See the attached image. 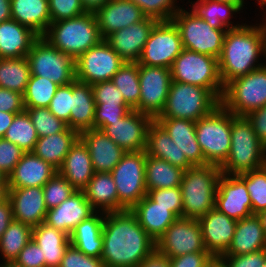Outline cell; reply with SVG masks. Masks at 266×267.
Instances as JSON below:
<instances>
[{"instance_id": "1", "label": "cell", "mask_w": 266, "mask_h": 267, "mask_svg": "<svg viewBox=\"0 0 266 267\" xmlns=\"http://www.w3.org/2000/svg\"><path fill=\"white\" fill-rule=\"evenodd\" d=\"M102 238L105 267H137L156 248L131 209L105 213Z\"/></svg>"}, {"instance_id": "2", "label": "cell", "mask_w": 266, "mask_h": 267, "mask_svg": "<svg viewBox=\"0 0 266 267\" xmlns=\"http://www.w3.org/2000/svg\"><path fill=\"white\" fill-rule=\"evenodd\" d=\"M255 22L244 23L239 28L229 29L225 34L218 57L220 78L224 86L266 64L264 34L260 24Z\"/></svg>"}, {"instance_id": "3", "label": "cell", "mask_w": 266, "mask_h": 267, "mask_svg": "<svg viewBox=\"0 0 266 267\" xmlns=\"http://www.w3.org/2000/svg\"><path fill=\"white\" fill-rule=\"evenodd\" d=\"M266 165V146L257 138L245 116L231 113V146L229 156L220 166L221 173L240 175Z\"/></svg>"}, {"instance_id": "4", "label": "cell", "mask_w": 266, "mask_h": 267, "mask_svg": "<svg viewBox=\"0 0 266 267\" xmlns=\"http://www.w3.org/2000/svg\"><path fill=\"white\" fill-rule=\"evenodd\" d=\"M42 37L53 47L75 60L103 40L96 16L91 12H86L78 17L51 22Z\"/></svg>"}, {"instance_id": "5", "label": "cell", "mask_w": 266, "mask_h": 267, "mask_svg": "<svg viewBox=\"0 0 266 267\" xmlns=\"http://www.w3.org/2000/svg\"><path fill=\"white\" fill-rule=\"evenodd\" d=\"M221 174L220 166L212 164L193 166L183 172L180 184L182 218L199 219L215 208Z\"/></svg>"}, {"instance_id": "6", "label": "cell", "mask_w": 266, "mask_h": 267, "mask_svg": "<svg viewBox=\"0 0 266 267\" xmlns=\"http://www.w3.org/2000/svg\"><path fill=\"white\" fill-rule=\"evenodd\" d=\"M195 133L205 165L221 166L228 158L231 146V112L220 104L195 122Z\"/></svg>"}, {"instance_id": "7", "label": "cell", "mask_w": 266, "mask_h": 267, "mask_svg": "<svg viewBox=\"0 0 266 267\" xmlns=\"http://www.w3.org/2000/svg\"><path fill=\"white\" fill-rule=\"evenodd\" d=\"M220 100L207 88L172 81L165 107L157 118L198 121L210 114Z\"/></svg>"}, {"instance_id": "8", "label": "cell", "mask_w": 266, "mask_h": 267, "mask_svg": "<svg viewBox=\"0 0 266 267\" xmlns=\"http://www.w3.org/2000/svg\"><path fill=\"white\" fill-rule=\"evenodd\" d=\"M171 21L179 31L183 49L213 56L218 59L228 29L211 27L191 8L186 10V7H182L176 12Z\"/></svg>"}, {"instance_id": "9", "label": "cell", "mask_w": 266, "mask_h": 267, "mask_svg": "<svg viewBox=\"0 0 266 267\" xmlns=\"http://www.w3.org/2000/svg\"><path fill=\"white\" fill-rule=\"evenodd\" d=\"M170 70L172 81L207 88L221 100L224 85L220 78L217 58L183 49Z\"/></svg>"}, {"instance_id": "10", "label": "cell", "mask_w": 266, "mask_h": 267, "mask_svg": "<svg viewBox=\"0 0 266 267\" xmlns=\"http://www.w3.org/2000/svg\"><path fill=\"white\" fill-rule=\"evenodd\" d=\"M220 104L235 116H245L266 105V64L224 86Z\"/></svg>"}, {"instance_id": "11", "label": "cell", "mask_w": 266, "mask_h": 267, "mask_svg": "<svg viewBox=\"0 0 266 267\" xmlns=\"http://www.w3.org/2000/svg\"><path fill=\"white\" fill-rule=\"evenodd\" d=\"M31 75L48 78L59 86L76 80L75 59L53 47L40 36L26 56Z\"/></svg>"}, {"instance_id": "12", "label": "cell", "mask_w": 266, "mask_h": 267, "mask_svg": "<svg viewBox=\"0 0 266 267\" xmlns=\"http://www.w3.org/2000/svg\"><path fill=\"white\" fill-rule=\"evenodd\" d=\"M145 161V150L126 152L110 172L116 185L118 201L125 209H131L147 195Z\"/></svg>"}, {"instance_id": "13", "label": "cell", "mask_w": 266, "mask_h": 267, "mask_svg": "<svg viewBox=\"0 0 266 267\" xmlns=\"http://www.w3.org/2000/svg\"><path fill=\"white\" fill-rule=\"evenodd\" d=\"M182 50V40L176 25L171 20L158 21L152 28L137 63L171 68Z\"/></svg>"}, {"instance_id": "14", "label": "cell", "mask_w": 266, "mask_h": 267, "mask_svg": "<svg viewBox=\"0 0 266 267\" xmlns=\"http://www.w3.org/2000/svg\"><path fill=\"white\" fill-rule=\"evenodd\" d=\"M124 63L103 39L75 60L76 80L89 85L110 81Z\"/></svg>"}, {"instance_id": "15", "label": "cell", "mask_w": 266, "mask_h": 267, "mask_svg": "<svg viewBox=\"0 0 266 267\" xmlns=\"http://www.w3.org/2000/svg\"><path fill=\"white\" fill-rule=\"evenodd\" d=\"M171 82L170 68L139 64L140 99L134 110L155 120L165 107Z\"/></svg>"}, {"instance_id": "16", "label": "cell", "mask_w": 266, "mask_h": 267, "mask_svg": "<svg viewBox=\"0 0 266 267\" xmlns=\"http://www.w3.org/2000/svg\"><path fill=\"white\" fill-rule=\"evenodd\" d=\"M156 249L169 258L207 252L198 219L177 218L158 238Z\"/></svg>"}, {"instance_id": "17", "label": "cell", "mask_w": 266, "mask_h": 267, "mask_svg": "<svg viewBox=\"0 0 266 267\" xmlns=\"http://www.w3.org/2000/svg\"><path fill=\"white\" fill-rule=\"evenodd\" d=\"M153 118L132 109L121 119L99 130L113 140L125 152L146 150L147 132Z\"/></svg>"}, {"instance_id": "18", "label": "cell", "mask_w": 266, "mask_h": 267, "mask_svg": "<svg viewBox=\"0 0 266 267\" xmlns=\"http://www.w3.org/2000/svg\"><path fill=\"white\" fill-rule=\"evenodd\" d=\"M215 208L237 221L253 215L252 202L246 184L237 175L221 174Z\"/></svg>"}, {"instance_id": "19", "label": "cell", "mask_w": 266, "mask_h": 267, "mask_svg": "<svg viewBox=\"0 0 266 267\" xmlns=\"http://www.w3.org/2000/svg\"><path fill=\"white\" fill-rule=\"evenodd\" d=\"M157 22L154 18L145 17L142 21L111 33L104 40L125 62H138Z\"/></svg>"}, {"instance_id": "20", "label": "cell", "mask_w": 266, "mask_h": 267, "mask_svg": "<svg viewBox=\"0 0 266 267\" xmlns=\"http://www.w3.org/2000/svg\"><path fill=\"white\" fill-rule=\"evenodd\" d=\"M6 196L11 202L15 221L32 228L45 221L48 209L42 187L9 188Z\"/></svg>"}, {"instance_id": "21", "label": "cell", "mask_w": 266, "mask_h": 267, "mask_svg": "<svg viewBox=\"0 0 266 267\" xmlns=\"http://www.w3.org/2000/svg\"><path fill=\"white\" fill-rule=\"evenodd\" d=\"M96 211L86 199L84 191H75L60 205L47 210L44 223L70 236L73 229Z\"/></svg>"}, {"instance_id": "22", "label": "cell", "mask_w": 266, "mask_h": 267, "mask_svg": "<svg viewBox=\"0 0 266 267\" xmlns=\"http://www.w3.org/2000/svg\"><path fill=\"white\" fill-rule=\"evenodd\" d=\"M198 221L206 251L212 256H222L232 242L237 220L214 208L199 218Z\"/></svg>"}, {"instance_id": "23", "label": "cell", "mask_w": 266, "mask_h": 267, "mask_svg": "<svg viewBox=\"0 0 266 267\" xmlns=\"http://www.w3.org/2000/svg\"><path fill=\"white\" fill-rule=\"evenodd\" d=\"M101 37L142 21L146 16L129 0H110L95 13Z\"/></svg>"}, {"instance_id": "24", "label": "cell", "mask_w": 266, "mask_h": 267, "mask_svg": "<svg viewBox=\"0 0 266 267\" xmlns=\"http://www.w3.org/2000/svg\"><path fill=\"white\" fill-rule=\"evenodd\" d=\"M80 139L89 150L94 172L110 173L126 153L99 129L81 132Z\"/></svg>"}, {"instance_id": "25", "label": "cell", "mask_w": 266, "mask_h": 267, "mask_svg": "<svg viewBox=\"0 0 266 267\" xmlns=\"http://www.w3.org/2000/svg\"><path fill=\"white\" fill-rule=\"evenodd\" d=\"M57 172L56 168L33 152H25L8 175V187H43Z\"/></svg>"}, {"instance_id": "26", "label": "cell", "mask_w": 266, "mask_h": 267, "mask_svg": "<svg viewBox=\"0 0 266 267\" xmlns=\"http://www.w3.org/2000/svg\"><path fill=\"white\" fill-rule=\"evenodd\" d=\"M169 134L180 151L193 166H204V154L197 142L195 121L179 118L155 119Z\"/></svg>"}, {"instance_id": "27", "label": "cell", "mask_w": 266, "mask_h": 267, "mask_svg": "<svg viewBox=\"0 0 266 267\" xmlns=\"http://www.w3.org/2000/svg\"><path fill=\"white\" fill-rule=\"evenodd\" d=\"M58 173L77 191H83L88 186L95 172L89 150L80 138L70 148Z\"/></svg>"}, {"instance_id": "28", "label": "cell", "mask_w": 266, "mask_h": 267, "mask_svg": "<svg viewBox=\"0 0 266 267\" xmlns=\"http://www.w3.org/2000/svg\"><path fill=\"white\" fill-rule=\"evenodd\" d=\"M40 36L14 19L0 23V58H23Z\"/></svg>"}, {"instance_id": "29", "label": "cell", "mask_w": 266, "mask_h": 267, "mask_svg": "<svg viewBox=\"0 0 266 267\" xmlns=\"http://www.w3.org/2000/svg\"><path fill=\"white\" fill-rule=\"evenodd\" d=\"M266 249L261 218L257 214L237 221L232 242L223 255H243Z\"/></svg>"}, {"instance_id": "30", "label": "cell", "mask_w": 266, "mask_h": 267, "mask_svg": "<svg viewBox=\"0 0 266 267\" xmlns=\"http://www.w3.org/2000/svg\"><path fill=\"white\" fill-rule=\"evenodd\" d=\"M146 154L165 160L184 171L193 165L180 151L166 130L156 121L150 124L147 132Z\"/></svg>"}, {"instance_id": "31", "label": "cell", "mask_w": 266, "mask_h": 267, "mask_svg": "<svg viewBox=\"0 0 266 267\" xmlns=\"http://www.w3.org/2000/svg\"><path fill=\"white\" fill-rule=\"evenodd\" d=\"M131 211L146 233L155 241L177 219L168 207L158 205L148 195L135 204Z\"/></svg>"}, {"instance_id": "32", "label": "cell", "mask_w": 266, "mask_h": 267, "mask_svg": "<svg viewBox=\"0 0 266 267\" xmlns=\"http://www.w3.org/2000/svg\"><path fill=\"white\" fill-rule=\"evenodd\" d=\"M83 191L96 212L109 213L125 210L118 201V193L111 173L95 172Z\"/></svg>"}, {"instance_id": "33", "label": "cell", "mask_w": 266, "mask_h": 267, "mask_svg": "<svg viewBox=\"0 0 266 267\" xmlns=\"http://www.w3.org/2000/svg\"><path fill=\"white\" fill-rule=\"evenodd\" d=\"M104 217L105 213L95 212L80 222L69 236L70 244L87 256L100 258Z\"/></svg>"}, {"instance_id": "34", "label": "cell", "mask_w": 266, "mask_h": 267, "mask_svg": "<svg viewBox=\"0 0 266 267\" xmlns=\"http://www.w3.org/2000/svg\"><path fill=\"white\" fill-rule=\"evenodd\" d=\"M190 8L211 27L216 29H236L244 23H234V17L243 12L237 5L216 0L187 1ZM233 19V20H232Z\"/></svg>"}, {"instance_id": "35", "label": "cell", "mask_w": 266, "mask_h": 267, "mask_svg": "<svg viewBox=\"0 0 266 267\" xmlns=\"http://www.w3.org/2000/svg\"><path fill=\"white\" fill-rule=\"evenodd\" d=\"M96 103L92 86L75 80L72 82V107L70 129L79 134L93 129Z\"/></svg>"}, {"instance_id": "36", "label": "cell", "mask_w": 266, "mask_h": 267, "mask_svg": "<svg viewBox=\"0 0 266 267\" xmlns=\"http://www.w3.org/2000/svg\"><path fill=\"white\" fill-rule=\"evenodd\" d=\"M79 138L77 131L67 127L63 132L38 138L32 152L58 170Z\"/></svg>"}, {"instance_id": "37", "label": "cell", "mask_w": 266, "mask_h": 267, "mask_svg": "<svg viewBox=\"0 0 266 267\" xmlns=\"http://www.w3.org/2000/svg\"><path fill=\"white\" fill-rule=\"evenodd\" d=\"M11 19L43 36L51 24L48 0H10Z\"/></svg>"}, {"instance_id": "38", "label": "cell", "mask_w": 266, "mask_h": 267, "mask_svg": "<svg viewBox=\"0 0 266 267\" xmlns=\"http://www.w3.org/2000/svg\"><path fill=\"white\" fill-rule=\"evenodd\" d=\"M32 239L41 248L45 267H59L64 253L70 245L69 236L43 222L33 227Z\"/></svg>"}, {"instance_id": "39", "label": "cell", "mask_w": 266, "mask_h": 267, "mask_svg": "<svg viewBox=\"0 0 266 267\" xmlns=\"http://www.w3.org/2000/svg\"><path fill=\"white\" fill-rule=\"evenodd\" d=\"M184 170L169 162L146 154L145 182L147 193L180 186Z\"/></svg>"}, {"instance_id": "40", "label": "cell", "mask_w": 266, "mask_h": 267, "mask_svg": "<svg viewBox=\"0 0 266 267\" xmlns=\"http://www.w3.org/2000/svg\"><path fill=\"white\" fill-rule=\"evenodd\" d=\"M30 77L27 57L0 58V88L24 94Z\"/></svg>"}, {"instance_id": "41", "label": "cell", "mask_w": 266, "mask_h": 267, "mask_svg": "<svg viewBox=\"0 0 266 267\" xmlns=\"http://www.w3.org/2000/svg\"><path fill=\"white\" fill-rule=\"evenodd\" d=\"M32 229L15 220L9 224L0 238V263L14 262L18 258L20 251L32 239Z\"/></svg>"}, {"instance_id": "42", "label": "cell", "mask_w": 266, "mask_h": 267, "mask_svg": "<svg viewBox=\"0 0 266 267\" xmlns=\"http://www.w3.org/2000/svg\"><path fill=\"white\" fill-rule=\"evenodd\" d=\"M111 81L121 91L124 101L134 109L139 104V64L125 62L114 74Z\"/></svg>"}, {"instance_id": "43", "label": "cell", "mask_w": 266, "mask_h": 267, "mask_svg": "<svg viewBox=\"0 0 266 267\" xmlns=\"http://www.w3.org/2000/svg\"><path fill=\"white\" fill-rule=\"evenodd\" d=\"M3 139L12 142L25 152H32L38 136L26 111L16 114Z\"/></svg>"}, {"instance_id": "44", "label": "cell", "mask_w": 266, "mask_h": 267, "mask_svg": "<svg viewBox=\"0 0 266 267\" xmlns=\"http://www.w3.org/2000/svg\"><path fill=\"white\" fill-rule=\"evenodd\" d=\"M59 85L48 78L31 75L23 94L25 108H48Z\"/></svg>"}, {"instance_id": "45", "label": "cell", "mask_w": 266, "mask_h": 267, "mask_svg": "<svg viewBox=\"0 0 266 267\" xmlns=\"http://www.w3.org/2000/svg\"><path fill=\"white\" fill-rule=\"evenodd\" d=\"M245 184L252 202V213L266 210V165L237 175Z\"/></svg>"}, {"instance_id": "46", "label": "cell", "mask_w": 266, "mask_h": 267, "mask_svg": "<svg viewBox=\"0 0 266 267\" xmlns=\"http://www.w3.org/2000/svg\"><path fill=\"white\" fill-rule=\"evenodd\" d=\"M31 118L38 138L63 132L68 126L63 120L54 116L48 108H25Z\"/></svg>"}, {"instance_id": "47", "label": "cell", "mask_w": 266, "mask_h": 267, "mask_svg": "<svg viewBox=\"0 0 266 267\" xmlns=\"http://www.w3.org/2000/svg\"><path fill=\"white\" fill-rule=\"evenodd\" d=\"M136 4L146 17L157 21H170L183 6L182 0H129Z\"/></svg>"}, {"instance_id": "48", "label": "cell", "mask_w": 266, "mask_h": 267, "mask_svg": "<svg viewBox=\"0 0 266 267\" xmlns=\"http://www.w3.org/2000/svg\"><path fill=\"white\" fill-rule=\"evenodd\" d=\"M47 209L60 205L77 191L58 172L42 187Z\"/></svg>"}, {"instance_id": "49", "label": "cell", "mask_w": 266, "mask_h": 267, "mask_svg": "<svg viewBox=\"0 0 266 267\" xmlns=\"http://www.w3.org/2000/svg\"><path fill=\"white\" fill-rule=\"evenodd\" d=\"M147 195L158 205L168 207L169 210L177 217L182 218L183 201L180 186L167 189L152 190Z\"/></svg>"}, {"instance_id": "50", "label": "cell", "mask_w": 266, "mask_h": 267, "mask_svg": "<svg viewBox=\"0 0 266 267\" xmlns=\"http://www.w3.org/2000/svg\"><path fill=\"white\" fill-rule=\"evenodd\" d=\"M72 107V83L59 86L51 99L49 111L57 118L67 123L70 128V112Z\"/></svg>"}, {"instance_id": "51", "label": "cell", "mask_w": 266, "mask_h": 267, "mask_svg": "<svg viewBox=\"0 0 266 267\" xmlns=\"http://www.w3.org/2000/svg\"><path fill=\"white\" fill-rule=\"evenodd\" d=\"M132 108L129 105H111L106 103H96L93 129H100L108 126L127 115Z\"/></svg>"}, {"instance_id": "52", "label": "cell", "mask_w": 266, "mask_h": 267, "mask_svg": "<svg viewBox=\"0 0 266 267\" xmlns=\"http://www.w3.org/2000/svg\"><path fill=\"white\" fill-rule=\"evenodd\" d=\"M51 22L78 17L86 13L81 0H48Z\"/></svg>"}, {"instance_id": "53", "label": "cell", "mask_w": 266, "mask_h": 267, "mask_svg": "<svg viewBox=\"0 0 266 267\" xmlns=\"http://www.w3.org/2000/svg\"><path fill=\"white\" fill-rule=\"evenodd\" d=\"M95 103H106L111 105H128L121 91L110 81H104L91 85Z\"/></svg>"}, {"instance_id": "54", "label": "cell", "mask_w": 266, "mask_h": 267, "mask_svg": "<svg viewBox=\"0 0 266 267\" xmlns=\"http://www.w3.org/2000/svg\"><path fill=\"white\" fill-rule=\"evenodd\" d=\"M59 267H105L101 258L90 257L71 244L66 249Z\"/></svg>"}, {"instance_id": "55", "label": "cell", "mask_w": 266, "mask_h": 267, "mask_svg": "<svg viewBox=\"0 0 266 267\" xmlns=\"http://www.w3.org/2000/svg\"><path fill=\"white\" fill-rule=\"evenodd\" d=\"M24 153L17 145L0 138V170L8 176Z\"/></svg>"}, {"instance_id": "56", "label": "cell", "mask_w": 266, "mask_h": 267, "mask_svg": "<svg viewBox=\"0 0 266 267\" xmlns=\"http://www.w3.org/2000/svg\"><path fill=\"white\" fill-rule=\"evenodd\" d=\"M227 267H261L266 261V249L243 255L220 256Z\"/></svg>"}, {"instance_id": "57", "label": "cell", "mask_w": 266, "mask_h": 267, "mask_svg": "<svg viewBox=\"0 0 266 267\" xmlns=\"http://www.w3.org/2000/svg\"><path fill=\"white\" fill-rule=\"evenodd\" d=\"M15 262L22 267H45V259L42 258L41 248L33 239L20 251Z\"/></svg>"}, {"instance_id": "58", "label": "cell", "mask_w": 266, "mask_h": 267, "mask_svg": "<svg viewBox=\"0 0 266 267\" xmlns=\"http://www.w3.org/2000/svg\"><path fill=\"white\" fill-rule=\"evenodd\" d=\"M0 111L22 113L25 111L23 94L0 88Z\"/></svg>"}, {"instance_id": "59", "label": "cell", "mask_w": 266, "mask_h": 267, "mask_svg": "<svg viewBox=\"0 0 266 267\" xmlns=\"http://www.w3.org/2000/svg\"><path fill=\"white\" fill-rule=\"evenodd\" d=\"M213 256L209 252H194L170 258L171 267H205Z\"/></svg>"}, {"instance_id": "60", "label": "cell", "mask_w": 266, "mask_h": 267, "mask_svg": "<svg viewBox=\"0 0 266 267\" xmlns=\"http://www.w3.org/2000/svg\"><path fill=\"white\" fill-rule=\"evenodd\" d=\"M257 138L266 146V105L245 115Z\"/></svg>"}, {"instance_id": "61", "label": "cell", "mask_w": 266, "mask_h": 267, "mask_svg": "<svg viewBox=\"0 0 266 267\" xmlns=\"http://www.w3.org/2000/svg\"><path fill=\"white\" fill-rule=\"evenodd\" d=\"M137 267H171L170 258L155 248Z\"/></svg>"}, {"instance_id": "62", "label": "cell", "mask_w": 266, "mask_h": 267, "mask_svg": "<svg viewBox=\"0 0 266 267\" xmlns=\"http://www.w3.org/2000/svg\"><path fill=\"white\" fill-rule=\"evenodd\" d=\"M14 220L12 205L7 196L0 199V238Z\"/></svg>"}, {"instance_id": "63", "label": "cell", "mask_w": 266, "mask_h": 267, "mask_svg": "<svg viewBox=\"0 0 266 267\" xmlns=\"http://www.w3.org/2000/svg\"><path fill=\"white\" fill-rule=\"evenodd\" d=\"M16 114L19 113H9L0 111V138H3L5 132L12 124V121Z\"/></svg>"}, {"instance_id": "64", "label": "cell", "mask_w": 266, "mask_h": 267, "mask_svg": "<svg viewBox=\"0 0 266 267\" xmlns=\"http://www.w3.org/2000/svg\"><path fill=\"white\" fill-rule=\"evenodd\" d=\"M110 0H81L86 12L95 13L100 7L104 6Z\"/></svg>"}, {"instance_id": "65", "label": "cell", "mask_w": 266, "mask_h": 267, "mask_svg": "<svg viewBox=\"0 0 266 267\" xmlns=\"http://www.w3.org/2000/svg\"><path fill=\"white\" fill-rule=\"evenodd\" d=\"M11 19L10 0H0V23Z\"/></svg>"}, {"instance_id": "66", "label": "cell", "mask_w": 266, "mask_h": 267, "mask_svg": "<svg viewBox=\"0 0 266 267\" xmlns=\"http://www.w3.org/2000/svg\"><path fill=\"white\" fill-rule=\"evenodd\" d=\"M8 176L0 170V194L5 197L8 193Z\"/></svg>"}, {"instance_id": "67", "label": "cell", "mask_w": 266, "mask_h": 267, "mask_svg": "<svg viewBox=\"0 0 266 267\" xmlns=\"http://www.w3.org/2000/svg\"><path fill=\"white\" fill-rule=\"evenodd\" d=\"M205 267H227L221 257L213 256Z\"/></svg>"}, {"instance_id": "68", "label": "cell", "mask_w": 266, "mask_h": 267, "mask_svg": "<svg viewBox=\"0 0 266 267\" xmlns=\"http://www.w3.org/2000/svg\"><path fill=\"white\" fill-rule=\"evenodd\" d=\"M216 1H221V2H228V3H233L235 5H237L242 11L245 10L244 8L247 9V7L245 6V2L244 0H216Z\"/></svg>"}, {"instance_id": "69", "label": "cell", "mask_w": 266, "mask_h": 267, "mask_svg": "<svg viewBox=\"0 0 266 267\" xmlns=\"http://www.w3.org/2000/svg\"><path fill=\"white\" fill-rule=\"evenodd\" d=\"M258 22H259V24L262 28L263 34H264L265 52H266V12H264V14L262 15V20L258 21Z\"/></svg>"}, {"instance_id": "70", "label": "cell", "mask_w": 266, "mask_h": 267, "mask_svg": "<svg viewBox=\"0 0 266 267\" xmlns=\"http://www.w3.org/2000/svg\"><path fill=\"white\" fill-rule=\"evenodd\" d=\"M261 218V222L264 229L265 239H266V210L261 211L259 214H257Z\"/></svg>"}, {"instance_id": "71", "label": "cell", "mask_w": 266, "mask_h": 267, "mask_svg": "<svg viewBox=\"0 0 266 267\" xmlns=\"http://www.w3.org/2000/svg\"><path fill=\"white\" fill-rule=\"evenodd\" d=\"M257 2V5L260 7V11L262 12L263 9V13L264 14V10L266 12V0H255Z\"/></svg>"}, {"instance_id": "72", "label": "cell", "mask_w": 266, "mask_h": 267, "mask_svg": "<svg viewBox=\"0 0 266 267\" xmlns=\"http://www.w3.org/2000/svg\"><path fill=\"white\" fill-rule=\"evenodd\" d=\"M2 267H22L18 265L15 261L14 262H2Z\"/></svg>"}, {"instance_id": "73", "label": "cell", "mask_w": 266, "mask_h": 267, "mask_svg": "<svg viewBox=\"0 0 266 267\" xmlns=\"http://www.w3.org/2000/svg\"><path fill=\"white\" fill-rule=\"evenodd\" d=\"M261 267H266V261H265V263Z\"/></svg>"}]
</instances>
